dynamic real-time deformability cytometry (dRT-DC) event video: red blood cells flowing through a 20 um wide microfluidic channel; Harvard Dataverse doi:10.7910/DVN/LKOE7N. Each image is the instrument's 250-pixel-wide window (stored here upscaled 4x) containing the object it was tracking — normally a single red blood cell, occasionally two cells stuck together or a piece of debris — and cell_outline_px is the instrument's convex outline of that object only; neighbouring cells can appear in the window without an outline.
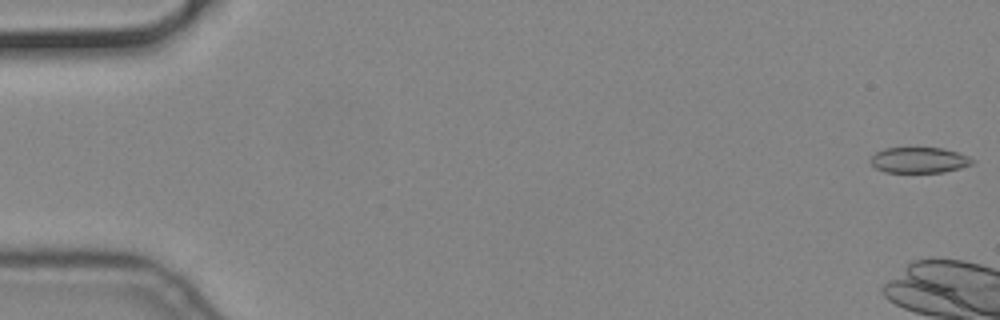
{"species": "common noctule bat (a hibernating species)", "species_latin": "Nyctalus noctula", "temperature_condition": "cold", "stored_images_in_passage": 6, "camera_frame_rate_fps": 3000, "um_per_image_px": 0.085, "animal": {"sex": "male", "body_mass_g": 19.2, "forearm_length_mm": 51.8}, "frame": {"image": 1, "passage_image": 1, "time_ms": 0.0, "image_size_px": [1000, 320], "cell_outline_px": [[976, 160], [972, 164], [960, 168], [944, 172], [884, 172], [876, 168], [872, 164], [872, 156], [876, 152], [884, 148], [940, 148], [956, 152], [968, 156]], "centroid_in_image_um": [78.15, 13.61], "position_along_channel_um": 6.9, "area_um2": 15.09}}